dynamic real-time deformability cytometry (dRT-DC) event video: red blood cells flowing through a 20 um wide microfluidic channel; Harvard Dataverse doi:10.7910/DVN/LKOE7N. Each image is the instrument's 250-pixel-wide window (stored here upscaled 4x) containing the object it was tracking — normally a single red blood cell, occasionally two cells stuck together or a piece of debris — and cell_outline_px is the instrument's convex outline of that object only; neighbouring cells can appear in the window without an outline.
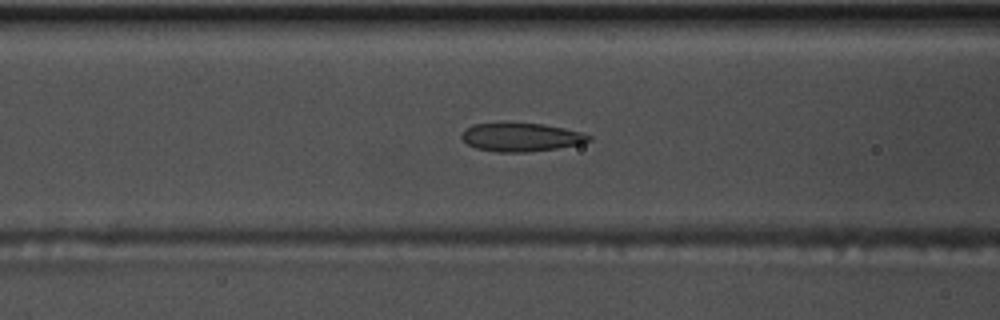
{"species": "common noctule bat (a hibernating species)", "species_latin": "Nyctalus noctula", "temperature_condition": "warm", "stored_images_in_passage": 55, "segment_of_instrument_passage": [1, 2], "camera_frame_rate_fps": 3000, "um_per_image_px": 0.085, "animal": {"sex": "male", "body_mass_g": 17.5, "forearm_length_mm": 52.3}, "frame": {"image": 1, "passage_image": 21, "time_ms": 6.667, "image_size_px": [1000, 320], "cell_outline_px": [[592, 140], [580, 144], [556, 148], [528, 152], [496, 152], [476, 148], [468, 144], [460, 136], [472, 124], [544, 124], [564, 128], [580, 132], [592, 136]], "centroid_in_image_um": [44.33, 11.68], "position_along_channel_um": 122.3, "area_um2": 20.69}}
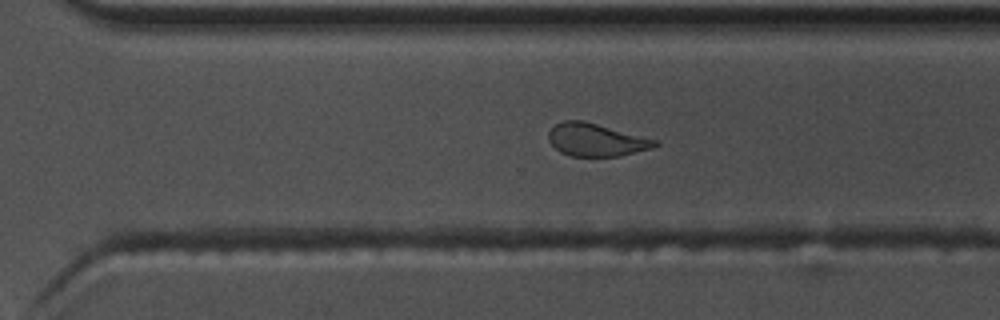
{"frame": {"image": 2, "passage_image": 37, "time_ms": 12.0, "image_size_px": [1000, 320], "cell_outline_px": [[660, 144], [652, 148], [620, 156], [572, 156], [560, 152], [548, 140], [548, 132], [556, 124], [564, 120], [584, 120], [660, 140]], "centroid_in_image_um": [50.71, 11.88], "position_along_channel_um": 319.9, "area_um2": 20.52}}
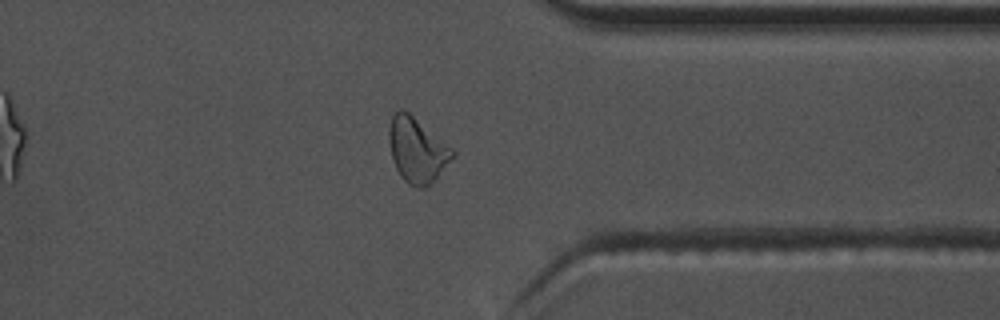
{"frame": {"image": 3, "passage_image": 42, "time_ms": 13.667, "image_size_px": [1000, 320], "cell_outline_px": [[456, 152], [436, 176], [424, 188], [416, 188], [408, 184], [400, 176], [392, 160], [388, 140], [388, 128], [392, 116], [400, 108], [408, 112], [452, 148]], "centroid_in_image_um": [35.39, 12.74], "position_along_channel_um": 376.0, "area_um2": 23.52}}